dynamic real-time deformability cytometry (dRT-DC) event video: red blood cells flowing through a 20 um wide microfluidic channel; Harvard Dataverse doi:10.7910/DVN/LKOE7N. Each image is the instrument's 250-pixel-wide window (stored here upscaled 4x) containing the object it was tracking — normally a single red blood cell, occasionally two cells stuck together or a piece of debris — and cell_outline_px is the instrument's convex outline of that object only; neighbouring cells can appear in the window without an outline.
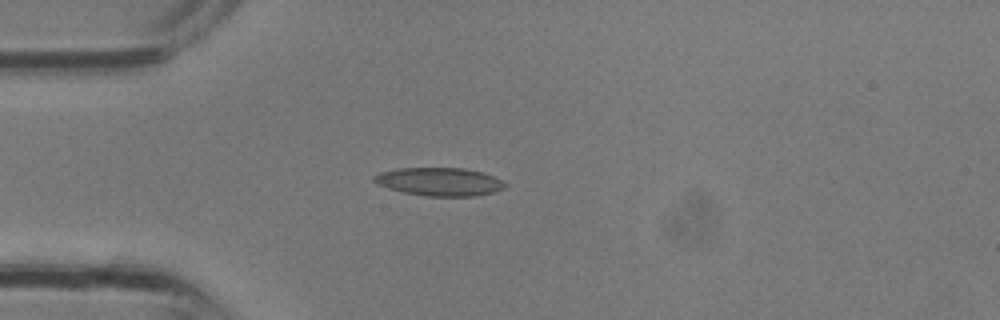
{"species": "common noctule bat (a hibernating species)", "species_latin": "Nyctalus noctula", "temperature_condition": "room temperature", "stored_images_in_passage": 25, "camera_frame_rate_fps": 3000, "um_per_image_px": 0.085, "animal": {"sex": "male", "body_mass_g": 13.3}, "frame": {"image": 1, "passage_image": 1, "time_ms": 0.0, "image_size_px": [1000, 320], "cell_outline_px": [[508, 184], [504, 188], [492, 192], [476, 196], [424, 196], [404, 192], [388, 188], [376, 184], [372, 180], [372, 176], [380, 172], [396, 168], [464, 168], [484, 172]], "centroid_in_image_um": [37.32, 15.44], "position_along_channel_um": 47.7, "area_um2": 21.62}}
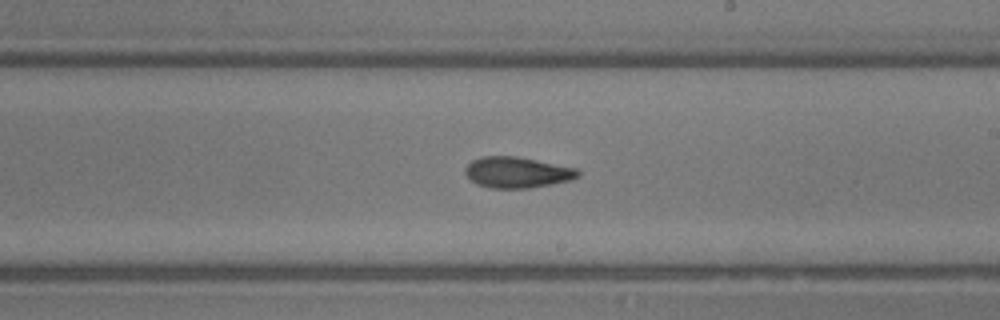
{"frame": {"image": 2, "passage_image": 11, "time_ms": 3.333, "image_size_px": [1000, 320], "cell_outline_px": [[580, 176], [572, 180], [552, 184], [528, 188], [488, 188], [476, 184], [464, 172], [464, 168], [472, 160], [480, 156], [516, 156], [576, 168], [580, 172]], "centroid_in_image_um": [43.95, 14.65], "position_along_channel_um": 245.1, "area_um2": 20.4}}
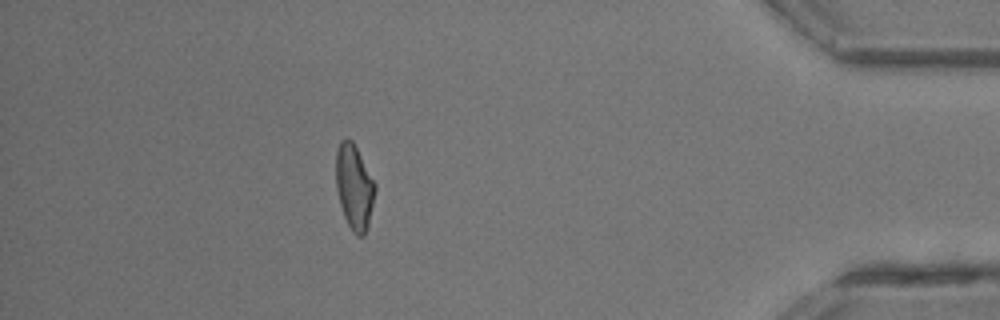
{"frame": {"image": 3, "passage_image": 21, "time_ms": 6.667, "image_size_px": [1000, 320], "cell_outline_px": [[376, 188], [368, 224], [364, 236], [356, 236], [352, 232], [344, 216], [340, 204], [336, 188], [336, 152], [340, 140], [348, 136], [352, 140], [376, 184]], "centroid_in_image_um": [30.1, 15.87], "position_along_channel_um": 405.1, "area_um2": 19.36}}